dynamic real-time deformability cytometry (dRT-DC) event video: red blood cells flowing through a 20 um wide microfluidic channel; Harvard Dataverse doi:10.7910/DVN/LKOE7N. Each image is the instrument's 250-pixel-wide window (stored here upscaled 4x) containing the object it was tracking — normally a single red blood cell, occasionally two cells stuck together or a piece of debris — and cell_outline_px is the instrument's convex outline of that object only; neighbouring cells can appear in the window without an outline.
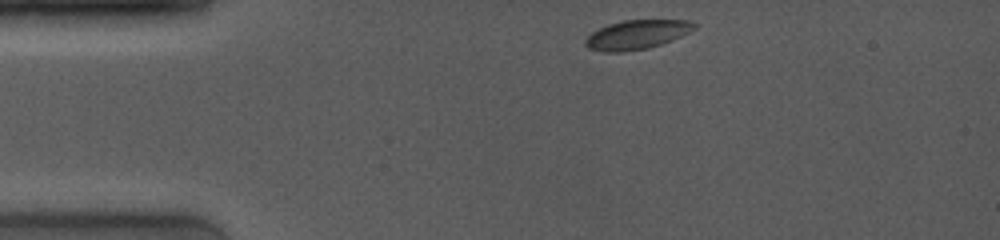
{"species": "common noctule bat (a hibernating species)", "species_latin": "Nyctalus noctula", "temperature_condition": "room temperature", "stored_images_in_passage": 13, "camera_frame_rate_fps": 4000, "um_per_image_px": 0.085, "animal": {"sex": "female", "body_mass_g": 19.0, "forearm_length_mm": 53.3}, "frame": {"image": 1, "passage_image": 1, "time_ms": 0.0, "image_size_px": [1000, 240], "cell_outline_px": [[696, 28], [672, 40], [648, 48], [624, 52], [604, 52], [588, 48], [584, 44], [584, 40], [592, 32], [608, 24], [620, 20], [692, 20], [696, 24]], "centroid_in_image_um": [54.11, 2.94], "position_along_channel_um": 30.9, "area_um2": 18.55}}
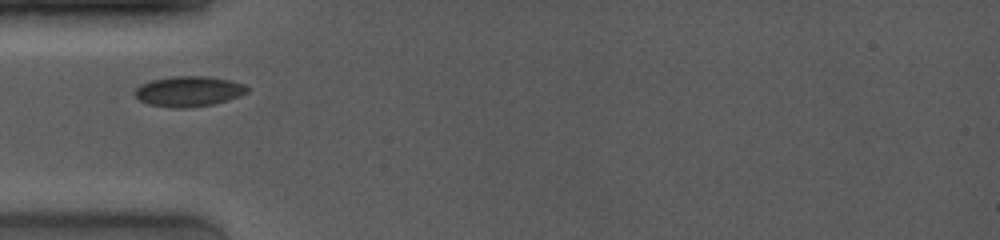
{"frame": {"image": 2, "passage_image": 6, "time_ms": 2.25, "image_size_px": [1000, 240], "cell_outline_px": [[252, 88], [248, 92], [240, 96], [216, 104], [188, 108], [172, 108], [148, 104], [140, 100], [132, 92], [140, 84], [152, 80], [172, 76], [204, 76], [228, 80], [244, 84]], "centroid_in_image_um": [16.05, 7.77], "position_along_channel_um": 68.9, "area_um2": 20.11}}
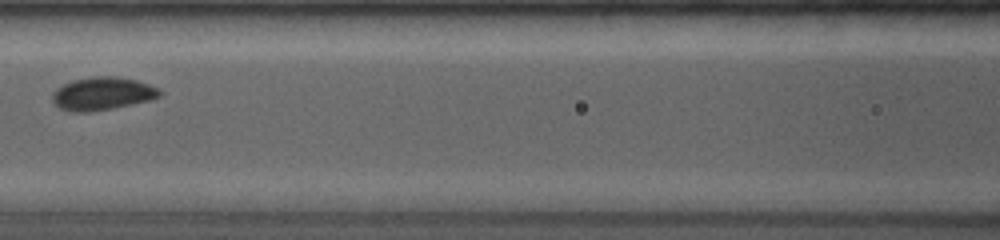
{"frame": {"image": 3, "passage_image": 10, "time_ms": 4.5, "image_size_px": [1000, 240], "cell_outline_px": [[160, 96], [148, 100], [112, 108], [88, 112], [72, 112], [60, 108], [52, 100], [52, 92], [56, 88], [72, 80], [96, 76], [116, 76], [136, 80], [148, 84], [156, 88], [160, 92]], "centroid_in_image_um": [8.65, 7.95], "position_along_channel_um": 158.0, "area_um2": 20.35}}